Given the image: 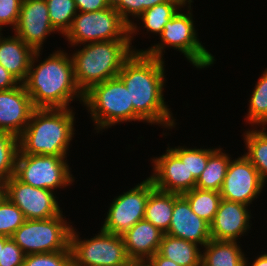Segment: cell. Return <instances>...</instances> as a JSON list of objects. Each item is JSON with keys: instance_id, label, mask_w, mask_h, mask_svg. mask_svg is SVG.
<instances>
[{"instance_id": "cell-1", "label": "cell", "mask_w": 267, "mask_h": 266, "mask_svg": "<svg viewBox=\"0 0 267 266\" xmlns=\"http://www.w3.org/2000/svg\"><path fill=\"white\" fill-rule=\"evenodd\" d=\"M165 62L144 52H134L118 73V77L129 91L134 111L147 123L146 125L164 128L160 135L162 137L170 135L167 130L176 129L179 123L176 122L178 119L176 120L164 97L168 83Z\"/></svg>"}, {"instance_id": "cell-2", "label": "cell", "mask_w": 267, "mask_h": 266, "mask_svg": "<svg viewBox=\"0 0 267 266\" xmlns=\"http://www.w3.org/2000/svg\"><path fill=\"white\" fill-rule=\"evenodd\" d=\"M70 51L57 47L46 58L41 57L43 50L35 51L23 82L34 108H74L71 103L77 101L83 104Z\"/></svg>"}, {"instance_id": "cell-3", "label": "cell", "mask_w": 267, "mask_h": 266, "mask_svg": "<svg viewBox=\"0 0 267 266\" xmlns=\"http://www.w3.org/2000/svg\"><path fill=\"white\" fill-rule=\"evenodd\" d=\"M75 108H35L19 138L18 154L69 156ZM70 147V148H69Z\"/></svg>"}, {"instance_id": "cell-4", "label": "cell", "mask_w": 267, "mask_h": 266, "mask_svg": "<svg viewBox=\"0 0 267 266\" xmlns=\"http://www.w3.org/2000/svg\"><path fill=\"white\" fill-rule=\"evenodd\" d=\"M70 53L76 84L84 94L92 86L118 76L134 53L130 40L98 41L77 45Z\"/></svg>"}, {"instance_id": "cell-5", "label": "cell", "mask_w": 267, "mask_h": 266, "mask_svg": "<svg viewBox=\"0 0 267 266\" xmlns=\"http://www.w3.org/2000/svg\"><path fill=\"white\" fill-rule=\"evenodd\" d=\"M194 0H189L165 25L156 43L141 49L146 55L163 59L166 50L173 49L182 54L196 70L211 68L217 59L200 41L193 15ZM186 10V11H185ZM158 42V43H157ZM168 48V49H166Z\"/></svg>"}, {"instance_id": "cell-6", "label": "cell", "mask_w": 267, "mask_h": 266, "mask_svg": "<svg viewBox=\"0 0 267 266\" xmlns=\"http://www.w3.org/2000/svg\"><path fill=\"white\" fill-rule=\"evenodd\" d=\"M81 106L87 110L95 134L132 121L146 123L134 111L129 91L118 76L92 86L84 93Z\"/></svg>"}, {"instance_id": "cell-7", "label": "cell", "mask_w": 267, "mask_h": 266, "mask_svg": "<svg viewBox=\"0 0 267 266\" xmlns=\"http://www.w3.org/2000/svg\"><path fill=\"white\" fill-rule=\"evenodd\" d=\"M63 214L48 219H25L11 238L26 255L71 250L73 222Z\"/></svg>"}, {"instance_id": "cell-8", "label": "cell", "mask_w": 267, "mask_h": 266, "mask_svg": "<svg viewBox=\"0 0 267 266\" xmlns=\"http://www.w3.org/2000/svg\"><path fill=\"white\" fill-rule=\"evenodd\" d=\"M63 38L68 48L98 41L130 40V26L113 7L77 12Z\"/></svg>"}, {"instance_id": "cell-9", "label": "cell", "mask_w": 267, "mask_h": 266, "mask_svg": "<svg viewBox=\"0 0 267 266\" xmlns=\"http://www.w3.org/2000/svg\"><path fill=\"white\" fill-rule=\"evenodd\" d=\"M73 225L70 234L72 266H124L128 257L122 235L103 231L82 238Z\"/></svg>"}, {"instance_id": "cell-10", "label": "cell", "mask_w": 267, "mask_h": 266, "mask_svg": "<svg viewBox=\"0 0 267 266\" xmlns=\"http://www.w3.org/2000/svg\"><path fill=\"white\" fill-rule=\"evenodd\" d=\"M67 157L18 154L14 176L25 184L57 193L76 182Z\"/></svg>"}, {"instance_id": "cell-11", "label": "cell", "mask_w": 267, "mask_h": 266, "mask_svg": "<svg viewBox=\"0 0 267 266\" xmlns=\"http://www.w3.org/2000/svg\"><path fill=\"white\" fill-rule=\"evenodd\" d=\"M154 188L151 179L146 177L127 191L113 196L100 228L108 233L123 235L138 221L144 219L149 193Z\"/></svg>"}, {"instance_id": "cell-12", "label": "cell", "mask_w": 267, "mask_h": 266, "mask_svg": "<svg viewBox=\"0 0 267 266\" xmlns=\"http://www.w3.org/2000/svg\"><path fill=\"white\" fill-rule=\"evenodd\" d=\"M151 174L148 176L156 189L183 194L195 188L196 179L189 175L186 166V145L173 146L167 144L165 152L153 158Z\"/></svg>"}, {"instance_id": "cell-13", "label": "cell", "mask_w": 267, "mask_h": 266, "mask_svg": "<svg viewBox=\"0 0 267 266\" xmlns=\"http://www.w3.org/2000/svg\"><path fill=\"white\" fill-rule=\"evenodd\" d=\"M237 157H232L229 162L220 195L222 199L254 208L253 203L265 191L266 182L244 155Z\"/></svg>"}, {"instance_id": "cell-14", "label": "cell", "mask_w": 267, "mask_h": 266, "mask_svg": "<svg viewBox=\"0 0 267 266\" xmlns=\"http://www.w3.org/2000/svg\"><path fill=\"white\" fill-rule=\"evenodd\" d=\"M56 194L53 190L25 184L14 175L7 180L6 197L22 211L25 219H48L60 215L65 209L60 207L62 200Z\"/></svg>"}, {"instance_id": "cell-15", "label": "cell", "mask_w": 267, "mask_h": 266, "mask_svg": "<svg viewBox=\"0 0 267 266\" xmlns=\"http://www.w3.org/2000/svg\"><path fill=\"white\" fill-rule=\"evenodd\" d=\"M11 32L35 51L43 50L48 37L58 33L50 22L45 0H23L18 23Z\"/></svg>"}, {"instance_id": "cell-16", "label": "cell", "mask_w": 267, "mask_h": 266, "mask_svg": "<svg viewBox=\"0 0 267 266\" xmlns=\"http://www.w3.org/2000/svg\"><path fill=\"white\" fill-rule=\"evenodd\" d=\"M252 206L222 199L210 224L211 239L240 242L253 225ZM250 209V210H249Z\"/></svg>"}, {"instance_id": "cell-17", "label": "cell", "mask_w": 267, "mask_h": 266, "mask_svg": "<svg viewBox=\"0 0 267 266\" xmlns=\"http://www.w3.org/2000/svg\"><path fill=\"white\" fill-rule=\"evenodd\" d=\"M34 109L23 83L15 88L0 90V132H9L19 137Z\"/></svg>"}, {"instance_id": "cell-18", "label": "cell", "mask_w": 267, "mask_h": 266, "mask_svg": "<svg viewBox=\"0 0 267 266\" xmlns=\"http://www.w3.org/2000/svg\"><path fill=\"white\" fill-rule=\"evenodd\" d=\"M166 234L193 242L202 248L211 240L210 224L191 210L188 200L182 194L174 200L170 227Z\"/></svg>"}, {"instance_id": "cell-19", "label": "cell", "mask_w": 267, "mask_h": 266, "mask_svg": "<svg viewBox=\"0 0 267 266\" xmlns=\"http://www.w3.org/2000/svg\"><path fill=\"white\" fill-rule=\"evenodd\" d=\"M163 234L145 219L138 221L122 235L128 257L148 260L158 252Z\"/></svg>"}, {"instance_id": "cell-20", "label": "cell", "mask_w": 267, "mask_h": 266, "mask_svg": "<svg viewBox=\"0 0 267 266\" xmlns=\"http://www.w3.org/2000/svg\"><path fill=\"white\" fill-rule=\"evenodd\" d=\"M3 33L0 32V64L23 83L35 50L13 32L10 35L5 34L6 37Z\"/></svg>"}, {"instance_id": "cell-21", "label": "cell", "mask_w": 267, "mask_h": 266, "mask_svg": "<svg viewBox=\"0 0 267 266\" xmlns=\"http://www.w3.org/2000/svg\"><path fill=\"white\" fill-rule=\"evenodd\" d=\"M188 1L189 0H170L146 9L138 17L136 22L132 23L130 26V44L132 50L134 52H141V49L136 48V45H132L136 39L135 37L140 35V32L143 31L142 33L143 35L145 34V36L146 33L147 35L149 33V36L151 33L154 36H159L162 33L165 25L184 5H186Z\"/></svg>"}, {"instance_id": "cell-22", "label": "cell", "mask_w": 267, "mask_h": 266, "mask_svg": "<svg viewBox=\"0 0 267 266\" xmlns=\"http://www.w3.org/2000/svg\"><path fill=\"white\" fill-rule=\"evenodd\" d=\"M242 247L241 242L211 239L202 248L201 266H245Z\"/></svg>"}, {"instance_id": "cell-23", "label": "cell", "mask_w": 267, "mask_h": 266, "mask_svg": "<svg viewBox=\"0 0 267 266\" xmlns=\"http://www.w3.org/2000/svg\"><path fill=\"white\" fill-rule=\"evenodd\" d=\"M158 253L179 266H201V246L166 233L162 236Z\"/></svg>"}, {"instance_id": "cell-24", "label": "cell", "mask_w": 267, "mask_h": 266, "mask_svg": "<svg viewBox=\"0 0 267 266\" xmlns=\"http://www.w3.org/2000/svg\"><path fill=\"white\" fill-rule=\"evenodd\" d=\"M179 195L154 188L149 193L144 219L165 234L170 227L174 200Z\"/></svg>"}, {"instance_id": "cell-25", "label": "cell", "mask_w": 267, "mask_h": 266, "mask_svg": "<svg viewBox=\"0 0 267 266\" xmlns=\"http://www.w3.org/2000/svg\"><path fill=\"white\" fill-rule=\"evenodd\" d=\"M241 133L244 141V156L256 168L267 184V127H250Z\"/></svg>"}, {"instance_id": "cell-26", "label": "cell", "mask_w": 267, "mask_h": 266, "mask_svg": "<svg viewBox=\"0 0 267 266\" xmlns=\"http://www.w3.org/2000/svg\"><path fill=\"white\" fill-rule=\"evenodd\" d=\"M219 145L210 154L206 167L196 181L195 188L221 191L229 162L233 156Z\"/></svg>"}, {"instance_id": "cell-27", "label": "cell", "mask_w": 267, "mask_h": 266, "mask_svg": "<svg viewBox=\"0 0 267 266\" xmlns=\"http://www.w3.org/2000/svg\"><path fill=\"white\" fill-rule=\"evenodd\" d=\"M244 121L249 127H267V67L252 88ZM251 125V126H250Z\"/></svg>"}, {"instance_id": "cell-28", "label": "cell", "mask_w": 267, "mask_h": 266, "mask_svg": "<svg viewBox=\"0 0 267 266\" xmlns=\"http://www.w3.org/2000/svg\"><path fill=\"white\" fill-rule=\"evenodd\" d=\"M182 195L188 200L191 210L211 224L222 200L220 192L193 188Z\"/></svg>"}, {"instance_id": "cell-29", "label": "cell", "mask_w": 267, "mask_h": 266, "mask_svg": "<svg viewBox=\"0 0 267 266\" xmlns=\"http://www.w3.org/2000/svg\"><path fill=\"white\" fill-rule=\"evenodd\" d=\"M49 19L58 35L64 36L70 29L78 10L74 0H45Z\"/></svg>"}, {"instance_id": "cell-30", "label": "cell", "mask_w": 267, "mask_h": 266, "mask_svg": "<svg viewBox=\"0 0 267 266\" xmlns=\"http://www.w3.org/2000/svg\"><path fill=\"white\" fill-rule=\"evenodd\" d=\"M19 152V138L9 132H0V180H8L15 173Z\"/></svg>"}, {"instance_id": "cell-31", "label": "cell", "mask_w": 267, "mask_h": 266, "mask_svg": "<svg viewBox=\"0 0 267 266\" xmlns=\"http://www.w3.org/2000/svg\"><path fill=\"white\" fill-rule=\"evenodd\" d=\"M24 221L22 211L7 197L0 202V235L11 237Z\"/></svg>"}, {"instance_id": "cell-32", "label": "cell", "mask_w": 267, "mask_h": 266, "mask_svg": "<svg viewBox=\"0 0 267 266\" xmlns=\"http://www.w3.org/2000/svg\"><path fill=\"white\" fill-rule=\"evenodd\" d=\"M22 266H72L71 250L26 255Z\"/></svg>"}, {"instance_id": "cell-33", "label": "cell", "mask_w": 267, "mask_h": 266, "mask_svg": "<svg viewBox=\"0 0 267 266\" xmlns=\"http://www.w3.org/2000/svg\"><path fill=\"white\" fill-rule=\"evenodd\" d=\"M200 147L201 148L195 146L193 148L186 146V166L188 168L189 175H193L196 180L205 169L210 154L216 149V147L206 148L204 145Z\"/></svg>"}, {"instance_id": "cell-34", "label": "cell", "mask_w": 267, "mask_h": 266, "mask_svg": "<svg viewBox=\"0 0 267 266\" xmlns=\"http://www.w3.org/2000/svg\"><path fill=\"white\" fill-rule=\"evenodd\" d=\"M23 0H0V32L5 27L14 30L19 19L21 4Z\"/></svg>"}, {"instance_id": "cell-35", "label": "cell", "mask_w": 267, "mask_h": 266, "mask_svg": "<svg viewBox=\"0 0 267 266\" xmlns=\"http://www.w3.org/2000/svg\"><path fill=\"white\" fill-rule=\"evenodd\" d=\"M26 254L10 237L1 247L0 266H22Z\"/></svg>"}, {"instance_id": "cell-36", "label": "cell", "mask_w": 267, "mask_h": 266, "mask_svg": "<svg viewBox=\"0 0 267 266\" xmlns=\"http://www.w3.org/2000/svg\"><path fill=\"white\" fill-rule=\"evenodd\" d=\"M78 12H95L109 8L106 0H74Z\"/></svg>"}, {"instance_id": "cell-37", "label": "cell", "mask_w": 267, "mask_h": 266, "mask_svg": "<svg viewBox=\"0 0 267 266\" xmlns=\"http://www.w3.org/2000/svg\"><path fill=\"white\" fill-rule=\"evenodd\" d=\"M144 12V0H127V24L131 26Z\"/></svg>"}, {"instance_id": "cell-38", "label": "cell", "mask_w": 267, "mask_h": 266, "mask_svg": "<svg viewBox=\"0 0 267 266\" xmlns=\"http://www.w3.org/2000/svg\"><path fill=\"white\" fill-rule=\"evenodd\" d=\"M20 82L0 64V90L15 88Z\"/></svg>"}, {"instance_id": "cell-39", "label": "cell", "mask_w": 267, "mask_h": 266, "mask_svg": "<svg viewBox=\"0 0 267 266\" xmlns=\"http://www.w3.org/2000/svg\"><path fill=\"white\" fill-rule=\"evenodd\" d=\"M109 7H113L127 23V0H106Z\"/></svg>"}, {"instance_id": "cell-40", "label": "cell", "mask_w": 267, "mask_h": 266, "mask_svg": "<svg viewBox=\"0 0 267 266\" xmlns=\"http://www.w3.org/2000/svg\"><path fill=\"white\" fill-rule=\"evenodd\" d=\"M259 254H257V256H253V258H251L253 260H250V257H247L249 255L246 254L245 257V266H267V252L265 251H261L258 252ZM255 257V258H254ZM250 260V262H249Z\"/></svg>"}, {"instance_id": "cell-41", "label": "cell", "mask_w": 267, "mask_h": 266, "mask_svg": "<svg viewBox=\"0 0 267 266\" xmlns=\"http://www.w3.org/2000/svg\"><path fill=\"white\" fill-rule=\"evenodd\" d=\"M147 261L150 266H179L174 261L161 256L158 252L150 257Z\"/></svg>"}, {"instance_id": "cell-42", "label": "cell", "mask_w": 267, "mask_h": 266, "mask_svg": "<svg viewBox=\"0 0 267 266\" xmlns=\"http://www.w3.org/2000/svg\"><path fill=\"white\" fill-rule=\"evenodd\" d=\"M7 194V180H0V202L6 198Z\"/></svg>"}, {"instance_id": "cell-43", "label": "cell", "mask_w": 267, "mask_h": 266, "mask_svg": "<svg viewBox=\"0 0 267 266\" xmlns=\"http://www.w3.org/2000/svg\"><path fill=\"white\" fill-rule=\"evenodd\" d=\"M170 0H144V11L146 9H149L157 4H161V3H164V2H168Z\"/></svg>"}, {"instance_id": "cell-44", "label": "cell", "mask_w": 267, "mask_h": 266, "mask_svg": "<svg viewBox=\"0 0 267 266\" xmlns=\"http://www.w3.org/2000/svg\"><path fill=\"white\" fill-rule=\"evenodd\" d=\"M124 266H150L147 260H130Z\"/></svg>"}, {"instance_id": "cell-45", "label": "cell", "mask_w": 267, "mask_h": 266, "mask_svg": "<svg viewBox=\"0 0 267 266\" xmlns=\"http://www.w3.org/2000/svg\"><path fill=\"white\" fill-rule=\"evenodd\" d=\"M10 237L0 235V253H1V247L4 246L5 242L9 239Z\"/></svg>"}]
</instances>
